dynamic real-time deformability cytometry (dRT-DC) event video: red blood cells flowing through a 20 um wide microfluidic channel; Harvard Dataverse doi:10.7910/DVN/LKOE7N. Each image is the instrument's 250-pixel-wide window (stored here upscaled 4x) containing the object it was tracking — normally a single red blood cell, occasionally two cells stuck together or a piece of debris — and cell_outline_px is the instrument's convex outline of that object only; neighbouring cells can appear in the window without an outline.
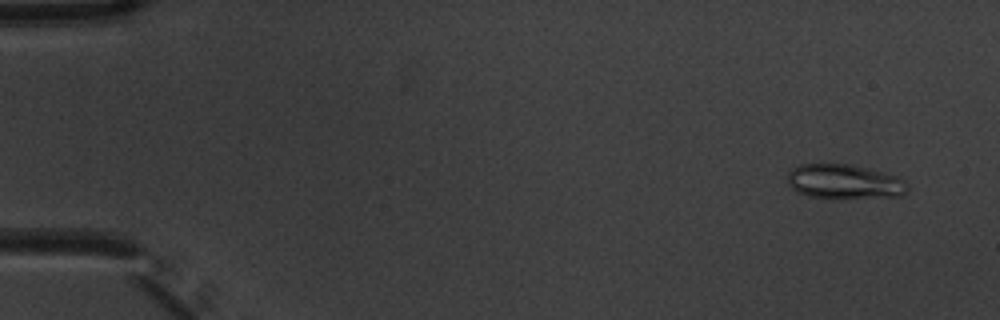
{"species": "common noctule bat (a hibernating species)", "species_latin": "Nyctalus noctula", "temperature_condition": "warm", "stored_images_in_passage": 4, "camera_frame_rate_fps": 3000, "um_per_image_px": 0.085, "animal": {"sex": "male", "body_mass_g": 20.1, "forearm_length_mm": 53.5}, "frame": {"image": 1, "passage_image": 1, "time_ms": 0.0, "image_size_px": [1000, 320], "cell_outline_px": [[908, 188], [900, 196], [840, 200], [828, 200], [808, 196], [796, 192], [788, 184], [788, 172], [792, 168], [800, 164], [852, 164], [868, 168], [896, 176], [904, 180], [908, 184]], "centroid_in_image_um": [71.74, 15.48], "position_along_channel_um": 13.3, "area_um2": 24.91}}
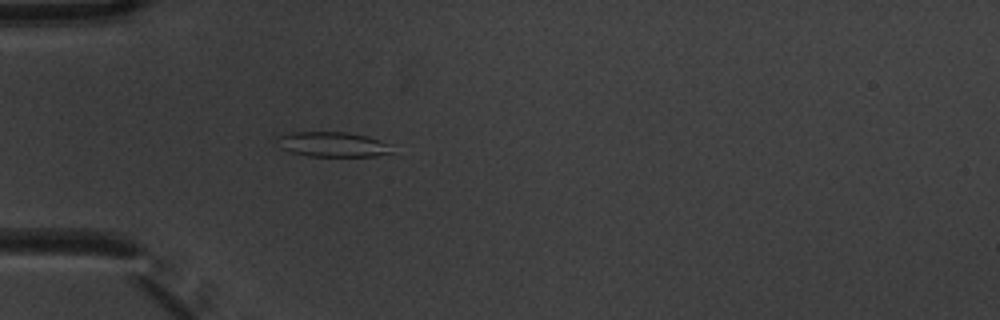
{"frame": {"image": 2, "passage_image": 4, "time_ms": 1.0, "image_size_px": [1000, 320], "cell_outline_px": [[392, 152], [376, 156], [308, 156], [292, 152], [280, 148], [276, 136], [292, 132], [344, 132], [368, 136], [392, 144]], "centroid_in_image_um": [28.29, 12.27], "position_along_channel_um": 56.7, "area_um2": 16.76}}